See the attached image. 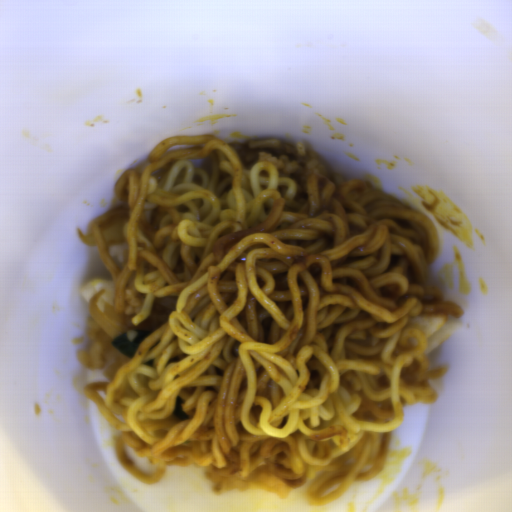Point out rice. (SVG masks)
<instances>
[{"mask_svg": "<svg viewBox=\"0 0 512 512\" xmlns=\"http://www.w3.org/2000/svg\"><path fill=\"white\" fill-rule=\"evenodd\" d=\"M87 329L90 345L78 352L79 363L90 369H102L105 376L113 380L115 372L132 358L112 346L116 336L111 337L94 318L88 322Z\"/></svg>", "mask_w": 512, "mask_h": 512, "instance_id": "652b925c", "label": "rice"}, {"mask_svg": "<svg viewBox=\"0 0 512 512\" xmlns=\"http://www.w3.org/2000/svg\"><path fill=\"white\" fill-rule=\"evenodd\" d=\"M99 290H103V292L96 300L97 307L101 310H105V303H109L113 306L115 303V288L112 280L104 278L92 279L81 290V294L85 302L89 304Z\"/></svg>", "mask_w": 512, "mask_h": 512, "instance_id": "023b6e5f", "label": "rice"}, {"mask_svg": "<svg viewBox=\"0 0 512 512\" xmlns=\"http://www.w3.org/2000/svg\"><path fill=\"white\" fill-rule=\"evenodd\" d=\"M107 249L110 258L113 260L117 268L122 269L127 266L130 260L127 240L117 244H111Z\"/></svg>", "mask_w": 512, "mask_h": 512, "instance_id": "8eca5e8b", "label": "rice"}, {"mask_svg": "<svg viewBox=\"0 0 512 512\" xmlns=\"http://www.w3.org/2000/svg\"><path fill=\"white\" fill-rule=\"evenodd\" d=\"M124 302L125 316H132L136 312H139L142 305L140 298L131 287H127L124 291Z\"/></svg>", "mask_w": 512, "mask_h": 512, "instance_id": "acb35da6", "label": "rice"}, {"mask_svg": "<svg viewBox=\"0 0 512 512\" xmlns=\"http://www.w3.org/2000/svg\"><path fill=\"white\" fill-rule=\"evenodd\" d=\"M124 334L126 336L127 341H134L138 332H137V330L130 329V327H129L128 330L126 332H124Z\"/></svg>", "mask_w": 512, "mask_h": 512, "instance_id": "b023fe2a", "label": "rice"}]
</instances>
